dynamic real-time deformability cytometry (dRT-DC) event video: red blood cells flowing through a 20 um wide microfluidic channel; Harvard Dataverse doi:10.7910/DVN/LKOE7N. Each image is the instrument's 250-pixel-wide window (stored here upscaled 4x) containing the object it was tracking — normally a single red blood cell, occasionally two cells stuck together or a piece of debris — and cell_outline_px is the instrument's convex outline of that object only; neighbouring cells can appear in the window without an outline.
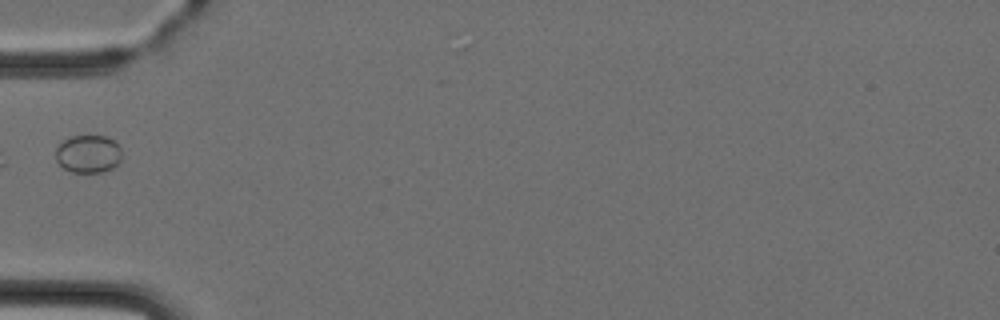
{"species": "Egyptian fruit bat (a non-hibernating species)", "species_latin": "Rousettus aegyptiacus", "temperature_condition": "cold", "stored_images_in_passage": 3, "camera_frame_rate_fps": 3000, "um_per_image_px": 0.085, "animal": {"sex": "female"}, "frame": {"image": 1, "passage_image": 2, "time_ms": 1.333, "image_size_px": [1000, 320], "cell_outline_px": [[120, 160], [112, 168], [104, 172], [72, 172], [64, 168], [56, 160], [56, 148], [64, 140], [72, 136], [104, 136], [112, 140], [120, 148]], "centroid_in_image_um": [7.48, 13.09], "position_along_channel_um": 77.5, "area_um2": 14.33}}